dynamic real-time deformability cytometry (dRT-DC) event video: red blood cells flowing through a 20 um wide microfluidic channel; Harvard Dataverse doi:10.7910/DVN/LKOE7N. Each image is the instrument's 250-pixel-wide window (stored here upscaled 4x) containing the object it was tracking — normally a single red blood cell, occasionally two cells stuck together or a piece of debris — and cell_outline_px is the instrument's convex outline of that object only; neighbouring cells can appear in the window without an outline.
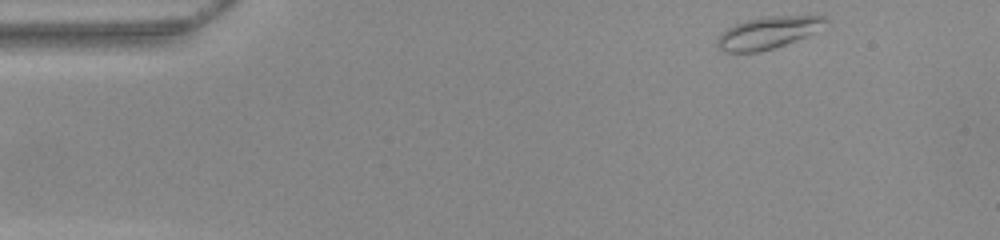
{"species": "common noctule bat (a hibernating species)", "species_latin": "Nyctalus noctula", "temperature_condition": "warm", "stored_images_in_passage": 48, "camera_frame_rate_fps": 3000, "um_per_image_px": 0.085, "animal": {"sex": "female", "body_mass_g": 22.0, "forearm_length_mm": 56.7}, "frame": {"image": 1, "passage_image": 1, "time_ms": 0.0, "image_size_px": [1000, 240], "cell_outline_px": [[828, 20], [808, 36], [772, 48], [756, 52], [728, 52], [716, 48], [716, 40], [728, 28], [736, 24], [748, 20], [768, 16], [824, 16]], "centroid_in_image_um": [65.23, 2.79], "position_along_channel_um": 19.8, "area_um2": 19.65}}
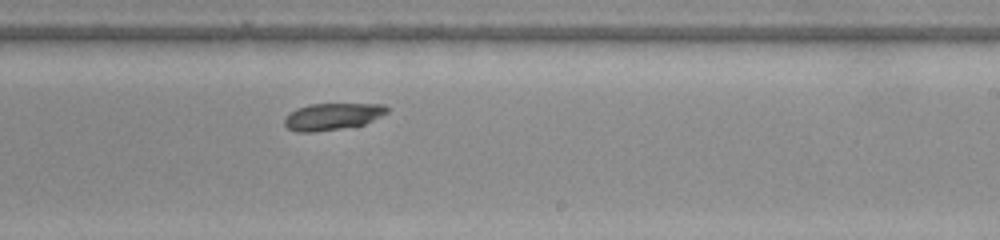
{"frame": {"image": 2, "passage_image": 27, "time_ms": 8.667, "image_size_px": [1000, 240], "cell_outline_px": [[388, 112], [364, 124], [340, 128], [312, 132], [296, 132], [288, 128], [284, 124], [284, 120], [296, 108], [308, 104], [384, 104], [388, 108]], "centroid_in_image_um": [28.24, 9.89], "position_along_channel_um": 260.8, "area_um2": 15.78}}
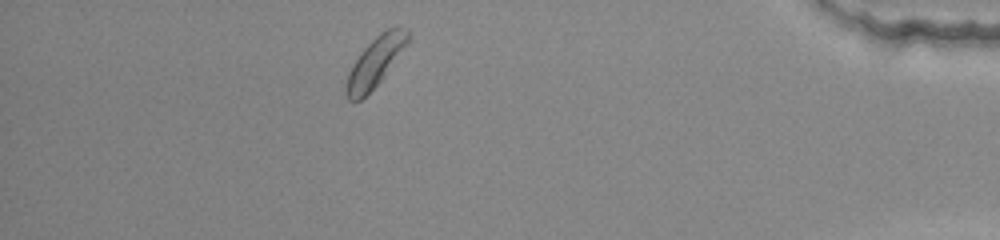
{"frame": {"image": 3, "passage_image": 42, "time_ms": 13.667, "image_size_px": [1000, 240], "cell_outline_px": [[408, 44], [384, 76], [360, 100], [348, 100], [344, 92], [344, 84], [348, 72], [352, 64], [360, 52], [380, 32], [396, 24], [408, 28]], "centroid_in_image_um": [31.89, 5.22], "position_along_channel_um": 403.3, "area_um2": 17.98}, "authors_computed_cell_mechanics": {"area_um2": 17.1666, "velocity_mm_per_s": 3.7965, "shape_relaxation_time_tau1_ms": 2.853, "shape_relaxation_time_tau2_ms": null, "deformation_change_tau1": 0.1056, "deformation_change_tau2": null}}